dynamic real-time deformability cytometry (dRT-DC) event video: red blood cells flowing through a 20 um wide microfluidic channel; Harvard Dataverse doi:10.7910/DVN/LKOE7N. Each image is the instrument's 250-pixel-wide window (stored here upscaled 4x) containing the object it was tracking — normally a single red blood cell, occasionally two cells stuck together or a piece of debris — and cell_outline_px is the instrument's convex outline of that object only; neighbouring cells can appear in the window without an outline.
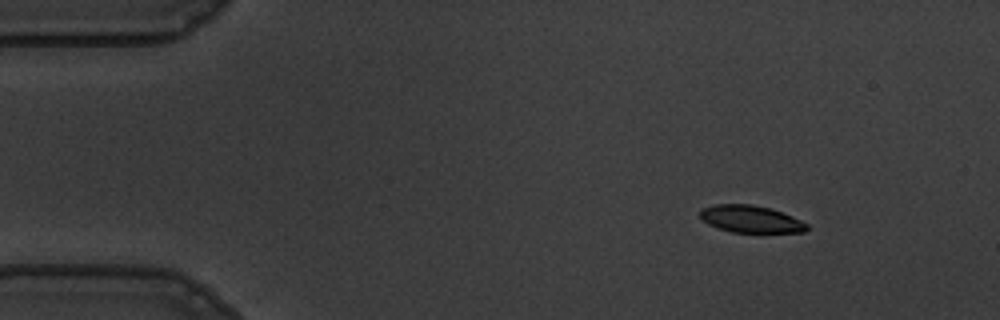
{"species": "common noctule bat (a hibernating species)", "species_latin": "Nyctalus noctula", "temperature_condition": "warm", "stored_images_in_passage": 10, "camera_frame_rate_fps": 3000, "um_per_image_px": 0.085, "animal": {"sex": "male", "body_mass_g": 19.5, "forearm_length_mm": 54.6}, "frame": {"image": 1, "passage_image": 1, "time_ms": 0.0, "image_size_px": [1000, 320], "cell_outline_px": [[808, 228], [804, 232], [732, 232], [708, 224], [700, 216], [700, 212], [704, 208], [716, 204], [752, 204], [768, 208], [792, 216], [808, 224]], "centroid_in_image_um": [63.82, 18.62], "position_along_channel_um": 21.2, "area_um2": 16.59}}